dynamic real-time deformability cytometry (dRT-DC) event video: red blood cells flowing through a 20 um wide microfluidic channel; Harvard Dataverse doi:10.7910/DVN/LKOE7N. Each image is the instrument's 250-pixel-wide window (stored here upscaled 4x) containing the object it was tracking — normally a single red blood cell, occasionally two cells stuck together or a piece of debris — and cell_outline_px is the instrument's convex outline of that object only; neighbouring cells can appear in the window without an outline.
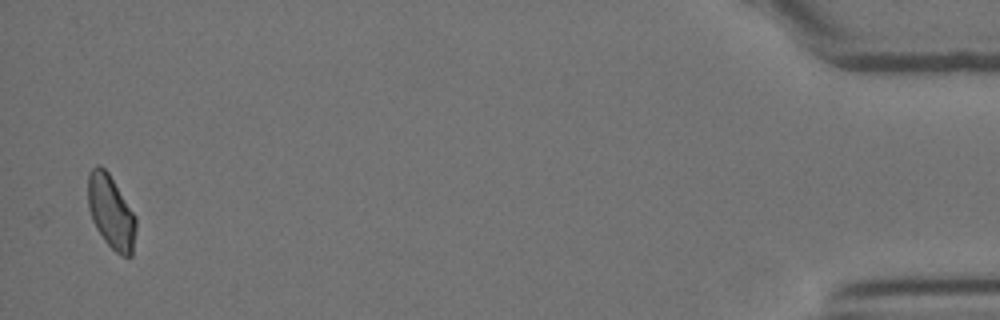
{"species": "Egyptian fruit bat (a non-hibernating species)", "species_latin": "Rousettus aegyptiacus", "temperature_condition": "room temperature", "stored_images_in_passage": 22, "camera_frame_rate_fps": 3000, "um_per_image_px": 0.085, "animal": {"sex": "female"}, "frame": {"image": 1, "passage_image": 22, "time_ms": 7.0, "image_size_px": [1000, 320], "cell_outline_px": [[136, 228], [132, 256], [124, 256], [116, 252], [104, 240], [96, 228], [92, 220], [88, 208], [88, 172], [96, 164], [100, 164], [108, 172], [136, 216]], "centroid_in_image_um": [9.43, 17.99], "position_along_channel_um": 425.8, "area_um2": 20.58}}